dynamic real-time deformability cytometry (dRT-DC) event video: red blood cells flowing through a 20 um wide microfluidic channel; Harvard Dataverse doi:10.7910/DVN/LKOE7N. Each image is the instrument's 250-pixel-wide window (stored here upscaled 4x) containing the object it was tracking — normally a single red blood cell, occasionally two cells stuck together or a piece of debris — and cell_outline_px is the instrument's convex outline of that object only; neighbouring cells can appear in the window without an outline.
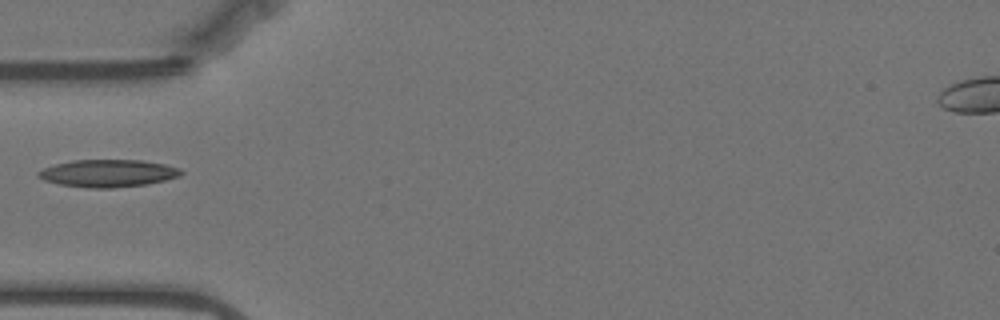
{"species": "Egyptian fruit bat (a non-hibernating species)", "species_latin": "Rousettus aegyptiacus", "temperature_condition": "warm", "stored_images_in_passage": 40, "camera_frame_rate_fps": 3000, "um_per_image_px": 0.085, "animal": {"sex": "female"}, "frame": {"image": 1, "passage_image": 1, "time_ms": 0.0, "image_size_px": [1000, 320], "cell_outline_px": [[184, 172], [180, 176], [148, 184], [112, 188], [88, 188], [60, 184], [44, 180], [36, 176], [36, 172], [44, 168], [56, 164], [72, 160], [140, 160], [164, 164], [180, 168]], "centroid_in_image_um": [9.18, 14.73], "position_along_channel_um": 75.8, "area_um2": 22.83}}
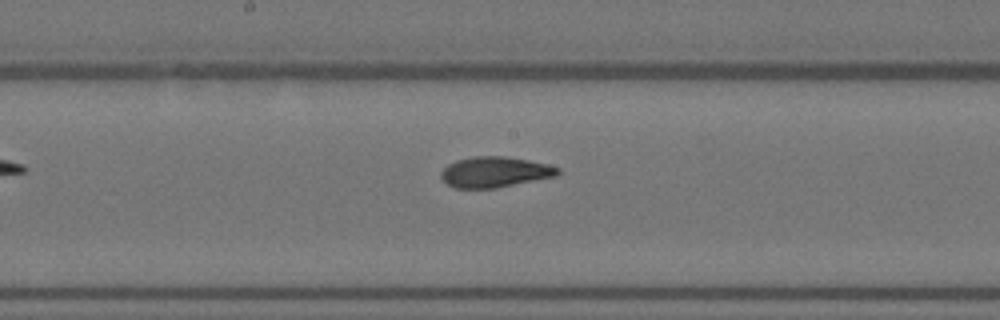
{"frame": {"image": 2, "passage_image": 12, "time_ms": 3.667, "image_size_px": [1000, 320], "cell_outline_px": [[560, 172], [556, 176], [496, 188], [452, 188], [440, 176], [440, 172], [448, 164], [456, 160], [476, 156], [504, 156], [528, 160], [548, 164], [560, 168]], "centroid_in_image_um": [42.05, 14.62], "position_along_channel_um": 206.1, "area_um2": 20.81}}
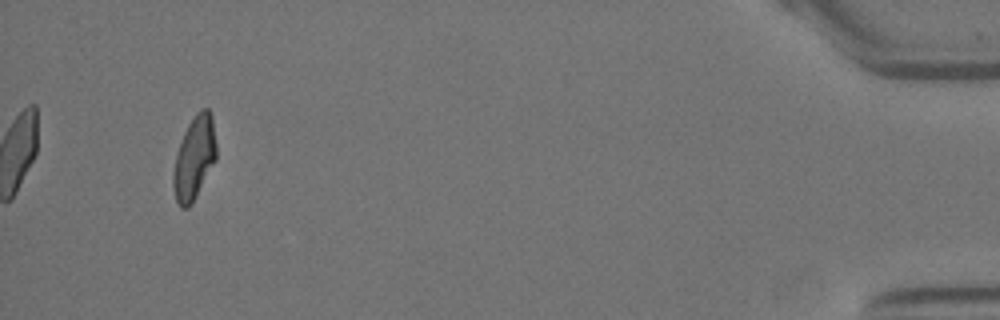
{"frame": {"image": 3, "passage_image": 37, "time_ms": 12.0, "image_size_px": [1000, 320], "cell_outline_px": [[216, 160], [188, 208], [180, 208], [176, 200], [172, 184], [172, 172], [176, 156], [184, 132], [188, 124], [196, 112], [200, 108], [208, 108], [212, 116], [216, 144]], "centroid_in_image_um": [16.5, 13.4], "position_along_channel_um": 418.7, "area_um2": 20.69}}